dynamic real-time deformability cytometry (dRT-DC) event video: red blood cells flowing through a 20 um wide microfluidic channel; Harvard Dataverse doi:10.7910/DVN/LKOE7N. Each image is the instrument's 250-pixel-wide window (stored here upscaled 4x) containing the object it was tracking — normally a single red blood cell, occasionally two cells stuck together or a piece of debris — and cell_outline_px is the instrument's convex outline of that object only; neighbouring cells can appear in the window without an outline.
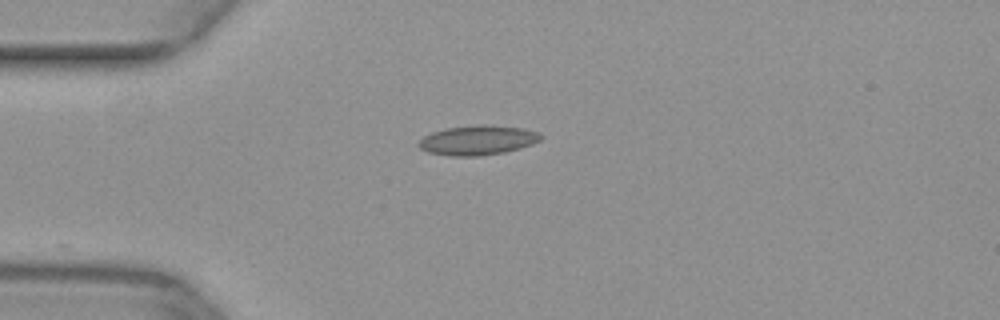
{"species": "common noctule bat (a hibernating species)", "species_latin": "Nyctalus noctula", "temperature_condition": "warm", "stored_images_in_passage": 8, "camera_frame_rate_fps": 3000, "um_per_image_px": 0.085, "animal": {"sex": "female", "body_mass_g": 29.2, "forearm_length_mm": 56.3}, "frame": {"image": 1, "passage_image": 1, "time_ms": 0.0, "image_size_px": [1000, 320], "cell_outline_px": [[544, 136], [540, 140], [532, 144], [520, 148], [504, 152], [476, 156], [448, 156], [428, 152], [420, 148], [416, 144], [424, 136], [432, 132], [444, 128], [480, 124], [484, 124], [524, 128], [540, 132]], "centroid_in_image_um": [40.61, 11.91], "position_along_channel_um": 44.4, "area_um2": 21.27}}
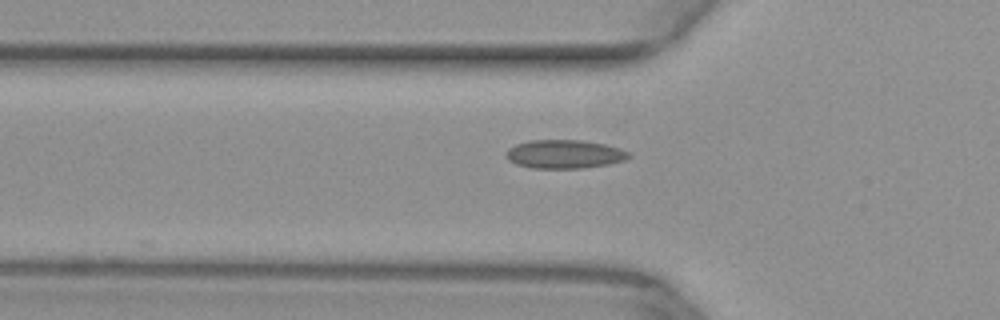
{"frame": {"image": 2, "passage_image": 5, "time_ms": 1.333, "image_size_px": [1000, 320], "cell_outline_px": [[632, 156], [624, 160], [608, 164], [580, 168], [532, 168], [516, 164], [508, 160], [504, 152], [508, 148], [516, 144], [528, 140], [580, 140], [604, 144], [620, 148], [628, 152]], "centroid_in_image_um": [47.94, 13.1], "position_along_channel_um": 77.9, "area_um2": 20.46}}
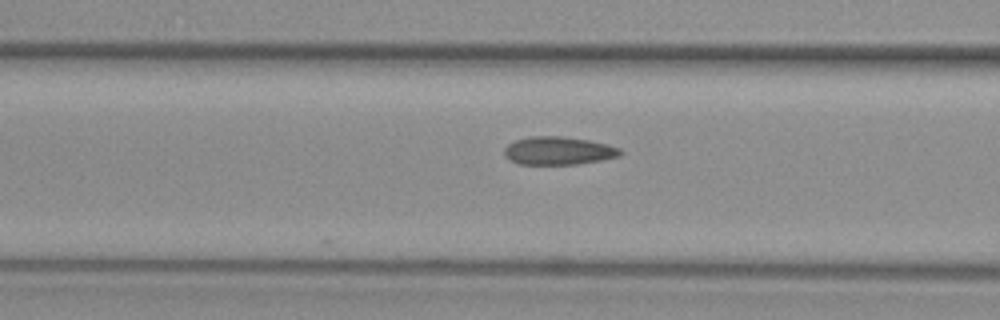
{"frame": {"image": 3, "passage_image": 8, "time_ms": 2.333, "image_size_px": [1000, 320], "cell_outline_px": [[624, 152], [620, 156], [600, 160], [576, 164], [516, 164], [508, 160], [504, 156], [504, 148], [508, 144], [516, 140], [532, 136], [564, 136], [588, 140], [608, 144], [620, 148]], "centroid_in_image_um": [47.45, 12.81], "position_along_channel_um": 119.1, "area_um2": 19.13}}